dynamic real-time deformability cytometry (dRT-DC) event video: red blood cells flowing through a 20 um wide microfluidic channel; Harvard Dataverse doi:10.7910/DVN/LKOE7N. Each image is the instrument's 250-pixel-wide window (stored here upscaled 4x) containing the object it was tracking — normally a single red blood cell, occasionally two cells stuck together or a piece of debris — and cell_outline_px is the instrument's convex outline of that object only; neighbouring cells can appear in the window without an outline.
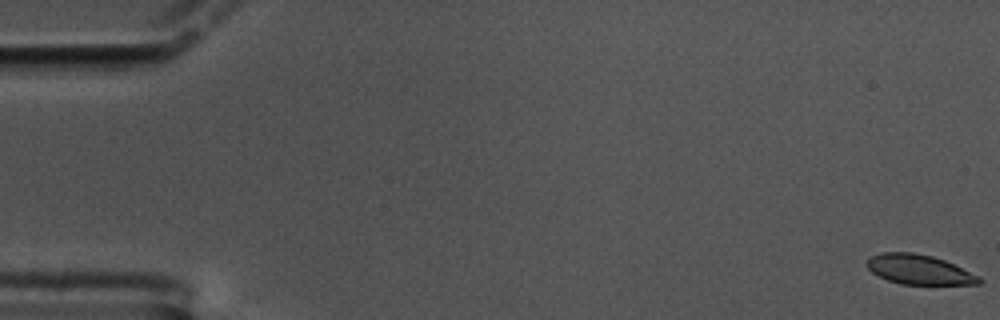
{"species": "common noctule bat (a hibernating species)", "species_latin": "Nyctalus noctula", "temperature_condition": "cold", "stored_images_in_passage": 13, "camera_frame_rate_fps": 3000, "um_per_image_px": 0.085, "animal": {"sex": "male", "body_mass_g": 17.5, "forearm_length_mm": 52.3}, "frame": {"image": 1, "passage_image": 1, "time_ms": 0.0, "image_size_px": [1000, 320], "cell_outline_px": [[984, 280], [980, 284], [900, 284], [888, 280], [872, 272], [864, 264], [864, 260], [880, 252], [912, 252], [932, 256], [944, 260], [980, 276]], "centroid_in_image_um": [78.1, 22.9], "position_along_channel_um": 6.9, "area_um2": 19.48}}